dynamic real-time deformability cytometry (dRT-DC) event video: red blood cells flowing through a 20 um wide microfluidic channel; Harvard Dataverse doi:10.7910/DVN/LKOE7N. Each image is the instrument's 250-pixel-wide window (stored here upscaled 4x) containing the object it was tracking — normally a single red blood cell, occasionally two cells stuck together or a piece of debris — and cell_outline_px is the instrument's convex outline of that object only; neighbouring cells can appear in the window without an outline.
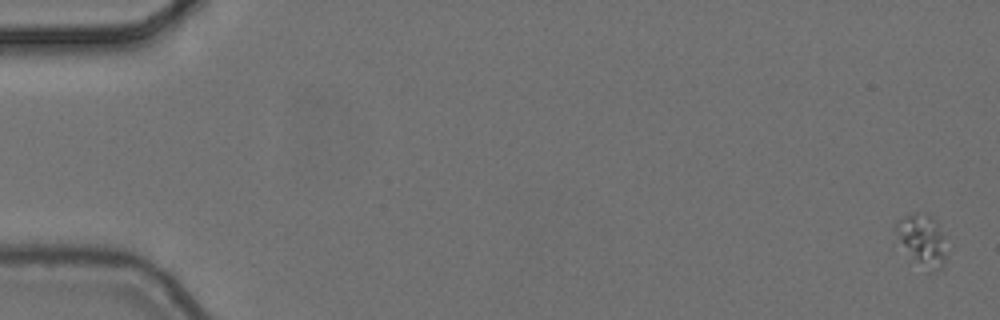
{"species": "common noctule bat (a hibernating species)", "species_latin": "Nyctalus noctula", "temperature_condition": "cold", "stored_images_in_passage": 7, "camera_frame_rate_fps": 3000, "um_per_image_px": 0.085, "animal": {"sex": "female", "body_mass_g": 24.6, "forearm_length_mm": 56.2}, "frame": {"image": 1, "passage_image": 1, "time_ms": 0.0, "image_size_px": [1000, 320], "cell_outline_px": [[944, 264], [940, 268], [932, 272], [928, 272], [892, 244], [892, 228], [896, 220], [912, 212], [928, 212], [932, 216], [944, 236]], "centroid_in_image_um": [78.2, 20.39], "position_along_channel_um": 6.8, "area_um2": 16.53}}
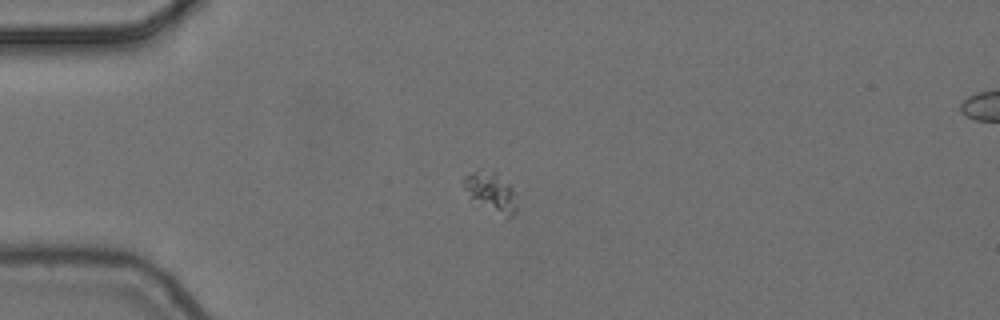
{"frame": {"image": 2, "passage_image": 5, "time_ms": 1.333, "image_size_px": [1000, 320], "cell_outline_px": [[516, 212], [512, 216], [508, 216], [472, 196], [464, 188], [464, 176], [480, 168], [492, 168], [508, 184], [512, 192], [516, 208]], "centroid_in_image_um": [41.72, 16.16], "position_along_channel_um": 43.3, "area_um2": 11.1}}